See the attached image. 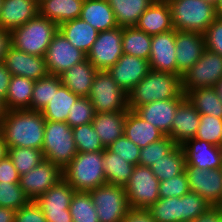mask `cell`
I'll use <instances>...</instances> for the list:
<instances>
[{"label": "cell", "mask_w": 222, "mask_h": 222, "mask_svg": "<svg viewBox=\"0 0 222 222\" xmlns=\"http://www.w3.org/2000/svg\"><path fill=\"white\" fill-rule=\"evenodd\" d=\"M45 119L41 111H6L1 123V135L8 148L25 147L42 150Z\"/></svg>", "instance_id": "1"}, {"label": "cell", "mask_w": 222, "mask_h": 222, "mask_svg": "<svg viewBox=\"0 0 222 222\" xmlns=\"http://www.w3.org/2000/svg\"><path fill=\"white\" fill-rule=\"evenodd\" d=\"M186 98L181 76L150 69L148 74L128 93L129 110L157 100Z\"/></svg>", "instance_id": "2"}, {"label": "cell", "mask_w": 222, "mask_h": 222, "mask_svg": "<svg viewBox=\"0 0 222 222\" xmlns=\"http://www.w3.org/2000/svg\"><path fill=\"white\" fill-rule=\"evenodd\" d=\"M103 164V151L78 152L63 168V179L76 192H89L107 183Z\"/></svg>", "instance_id": "3"}, {"label": "cell", "mask_w": 222, "mask_h": 222, "mask_svg": "<svg viewBox=\"0 0 222 222\" xmlns=\"http://www.w3.org/2000/svg\"><path fill=\"white\" fill-rule=\"evenodd\" d=\"M58 25L39 14L11 32L12 46L25 53L45 57Z\"/></svg>", "instance_id": "4"}, {"label": "cell", "mask_w": 222, "mask_h": 222, "mask_svg": "<svg viewBox=\"0 0 222 222\" xmlns=\"http://www.w3.org/2000/svg\"><path fill=\"white\" fill-rule=\"evenodd\" d=\"M168 4L176 31L204 34L217 18L216 8L204 0H174Z\"/></svg>", "instance_id": "5"}, {"label": "cell", "mask_w": 222, "mask_h": 222, "mask_svg": "<svg viewBox=\"0 0 222 222\" xmlns=\"http://www.w3.org/2000/svg\"><path fill=\"white\" fill-rule=\"evenodd\" d=\"M44 160L65 168L78 153L72 128L66 122L45 121Z\"/></svg>", "instance_id": "6"}, {"label": "cell", "mask_w": 222, "mask_h": 222, "mask_svg": "<svg viewBox=\"0 0 222 222\" xmlns=\"http://www.w3.org/2000/svg\"><path fill=\"white\" fill-rule=\"evenodd\" d=\"M88 98L96 113L129 110L128 94L118 86L107 70L96 73Z\"/></svg>", "instance_id": "7"}, {"label": "cell", "mask_w": 222, "mask_h": 222, "mask_svg": "<svg viewBox=\"0 0 222 222\" xmlns=\"http://www.w3.org/2000/svg\"><path fill=\"white\" fill-rule=\"evenodd\" d=\"M99 222H121L130 210L124 186L104 184L89 191Z\"/></svg>", "instance_id": "8"}, {"label": "cell", "mask_w": 222, "mask_h": 222, "mask_svg": "<svg viewBox=\"0 0 222 222\" xmlns=\"http://www.w3.org/2000/svg\"><path fill=\"white\" fill-rule=\"evenodd\" d=\"M221 78L222 56L205 49L200 59L182 75V91L186 94L196 88L215 87Z\"/></svg>", "instance_id": "9"}, {"label": "cell", "mask_w": 222, "mask_h": 222, "mask_svg": "<svg viewBox=\"0 0 222 222\" xmlns=\"http://www.w3.org/2000/svg\"><path fill=\"white\" fill-rule=\"evenodd\" d=\"M130 207L148 209L159 197V180L150 167L136 165L124 187Z\"/></svg>", "instance_id": "10"}, {"label": "cell", "mask_w": 222, "mask_h": 222, "mask_svg": "<svg viewBox=\"0 0 222 222\" xmlns=\"http://www.w3.org/2000/svg\"><path fill=\"white\" fill-rule=\"evenodd\" d=\"M123 27L101 31L87 53V59L98 71L108 70L115 65L122 52Z\"/></svg>", "instance_id": "11"}, {"label": "cell", "mask_w": 222, "mask_h": 222, "mask_svg": "<svg viewBox=\"0 0 222 222\" xmlns=\"http://www.w3.org/2000/svg\"><path fill=\"white\" fill-rule=\"evenodd\" d=\"M75 192L74 188L62 179L35 202L42 209L47 222H72L69 206Z\"/></svg>", "instance_id": "12"}, {"label": "cell", "mask_w": 222, "mask_h": 222, "mask_svg": "<svg viewBox=\"0 0 222 222\" xmlns=\"http://www.w3.org/2000/svg\"><path fill=\"white\" fill-rule=\"evenodd\" d=\"M62 179L63 169L52 162L43 160L34 169L20 176L19 185L28 199L35 201Z\"/></svg>", "instance_id": "13"}, {"label": "cell", "mask_w": 222, "mask_h": 222, "mask_svg": "<svg viewBox=\"0 0 222 222\" xmlns=\"http://www.w3.org/2000/svg\"><path fill=\"white\" fill-rule=\"evenodd\" d=\"M191 192L202 196L211 206H218L222 196V168L205 170L185 166Z\"/></svg>", "instance_id": "14"}, {"label": "cell", "mask_w": 222, "mask_h": 222, "mask_svg": "<svg viewBox=\"0 0 222 222\" xmlns=\"http://www.w3.org/2000/svg\"><path fill=\"white\" fill-rule=\"evenodd\" d=\"M87 55L75 48L58 30L47 48L45 60L49 74L61 73L84 61Z\"/></svg>", "instance_id": "15"}, {"label": "cell", "mask_w": 222, "mask_h": 222, "mask_svg": "<svg viewBox=\"0 0 222 222\" xmlns=\"http://www.w3.org/2000/svg\"><path fill=\"white\" fill-rule=\"evenodd\" d=\"M107 71L128 94L148 74L150 65L146 59L123 53L118 62Z\"/></svg>", "instance_id": "16"}, {"label": "cell", "mask_w": 222, "mask_h": 222, "mask_svg": "<svg viewBox=\"0 0 222 222\" xmlns=\"http://www.w3.org/2000/svg\"><path fill=\"white\" fill-rule=\"evenodd\" d=\"M3 63L12 76H22L37 81L49 74L45 57L35 56L9 48Z\"/></svg>", "instance_id": "17"}, {"label": "cell", "mask_w": 222, "mask_h": 222, "mask_svg": "<svg viewBox=\"0 0 222 222\" xmlns=\"http://www.w3.org/2000/svg\"><path fill=\"white\" fill-rule=\"evenodd\" d=\"M175 57L177 75L181 76L191 68L206 49L204 34L190 31L175 30Z\"/></svg>", "instance_id": "18"}, {"label": "cell", "mask_w": 222, "mask_h": 222, "mask_svg": "<svg viewBox=\"0 0 222 222\" xmlns=\"http://www.w3.org/2000/svg\"><path fill=\"white\" fill-rule=\"evenodd\" d=\"M175 29L152 35L150 69L177 75Z\"/></svg>", "instance_id": "19"}, {"label": "cell", "mask_w": 222, "mask_h": 222, "mask_svg": "<svg viewBox=\"0 0 222 222\" xmlns=\"http://www.w3.org/2000/svg\"><path fill=\"white\" fill-rule=\"evenodd\" d=\"M181 146L184 151L186 166H195L202 170L222 168L219 146L196 138L188 139Z\"/></svg>", "instance_id": "20"}, {"label": "cell", "mask_w": 222, "mask_h": 222, "mask_svg": "<svg viewBox=\"0 0 222 222\" xmlns=\"http://www.w3.org/2000/svg\"><path fill=\"white\" fill-rule=\"evenodd\" d=\"M184 99L173 98L153 101L138 107L134 112L169 137L177 107Z\"/></svg>", "instance_id": "21"}, {"label": "cell", "mask_w": 222, "mask_h": 222, "mask_svg": "<svg viewBox=\"0 0 222 222\" xmlns=\"http://www.w3.org/2000/svg\"><path fill=\"white\" fill-rule=\"evenodd\" d=\"M39 0H3L0 28L12 32L39 14Z\"/></svg>", "instance_id": "22"}, {"label": "cell", "mask_w": 222, "mask_h": 222, "mask_svg": "<svg viewBox=\"0 0 222 222\" xmlns=\"http://www.w3.org/2000/svg\"><path fill=\"white\" fill-rule=\"evenodd\" d=\"M199 124V112L189 100L185 98L177 107L169 137L177 145H182L188 139L195 137Z\"/></svg>", "instance_id": "23"}, {"label": "cell", "mask_w": 222, "mask_h": 222, "mask_svg": "<svg viewBox=\"0 0 222 222\" xmlns=\"http://www.w3.org/2000/svg\"><path fill=\"white\" fill-rule=\"evenodd\" d=\"M98 70L86 58L59 75L63 85L79 97H88Z\"/></svg>", "instance_id": "24"}, {"label": "cell", "mask_w": 222, "mask_h": 222, "mask_svg": "<svg viewBox=\"0 0 222 222\" xmlns=\"http://www.w3.org/2000/svg\"><path fill=\"white\" fill-rule=\"evenodd\" d=\"M135 27L149 35L173 30L169 4L155 0L140 16Z\"/></svg>", "instance_id": "25"}, {"label": "cell", "mask_w": 222, "mask_h": 222, "mask_svg": "<svg viewBox=\"0 0 222 222\" xmlns=\"http://www.w3.org/2000/svg\"><path fill=\"white\" fill-rule=\"evenodd\" d=\"M124 135L140 148H144L165 136L157 127L143 120L132 110L126 111Z\"/></svg>", "instance_id": "26"}, {"label": "cell", "mask_w": 222, "mask_h": 222, "mask_svg": "<svg viewBox=\"0 0 222 222\" xmlns=\"http://www.w3.org/2000/svg\"><path fill=\"white\" fill-rule=\"evenodd\" d=\"M125 120L126 111L95 113L92 125L105 148L124 135Z\"/></svg>", "instance_id": "27"}, {"label": "cell", "mask_w": 222, "mask_h": 222, "mask_svg": "<svg viewBox=\"0 0 222 222\" xmlns=\"http://www.w3.org/2000/svg\"><path fill=\"white\" fill-rule=\"evenodd\" d=\"M62 35L86 55L97 39L99 31L81 18H76L58 26Z\"/></svg>", "instance_id": "28"}, {"label": "cell", "mask_w": 222, "mask_h": 222, "mask_svg": "<svg viewBox=\"0 0 222 222\" xmlns=\"http://www.w3.org/2000/svg\"><path fill=\"white\" fill-rule=\"evenodd\" d=\"M80 18L99 32L118 27L114 12L107 0H84Z\"/></svg>", "instance_id": "29"}, {"label": "cell", "mask_w": 222, "mask_h": 222, "mask_svg": "<svg viewBox=\"0 0 222 222\" xmlns=\"http://www.w3.org/2000/svg\"><path fill=\"white\" fill-rule=\"evenodd\" d=\"M83 2L84 0H39V15L59 26L80 18Z\"/></svg>", "instance_id": "30"}, {"label": "cell", "mask_w": 222, "mask_h": 222, "mask_svg": "<svg viewBox=\"0 0 222 222\" xmlns=\"http://www.w3.org/2000/svg\"><path fill=\"white\" fill-rule=\"evenodd\" d=\"M34 84L35 81L32 79L22 76H11L4 102L6 110H30Z\"/></svg>", "instance_id": "31"}, {"label": "cell", "mask_w": 222, "mask_h": 222, "mask_svg": "<svg viewBox=\"0 0 222 222\" xmlns=\"http://www.w3.org/2000/svg\"><path fill=\"white\" fill-rule=\"evenodd\" d=\"M120 27L135 26L144 11L155 0H107Z\"/></svg>", "instance_id": "32"}, {"label": "cell", "mask_w": 222, "mask_h": 222, "mask_svg": "<svg viewBox=\"0 0 222 222\" xmlns=\"http://www.w3.org/2000/svg\"><path fill=\"white\" fill-rule=\"evenodd\" d=\"M185 95L199 114L222 118V100L215 87L192 89Z\"/></svg>", "instance_id": "33"}, {"label": "cell", "mask_w": 222, "mask_h": 222, "mask_svg": "<svg viewBox=\"0 0 222 222\" xmlns=\"http://www.w3.org/2000/svg\"><path fill=\"white\" fill-rule=\"evenodd\" d=\"M79 96L71 92L65 85H61L54 93L51 101L41 111L45 120L66 122L69 110Z\"/></svg>", "instance_id": "34"}, {"label": "cell", "mask_w": 222, "mask_h": 222, "mask_svg": "<svg viewBox=\"0 0 222 222\" xmlns=\"http://www.w3.org/2000/svg\"><path fill=\"white\" fill-rule=\"evenodd\" d=\"M104 174L108 184L124 186L128 183L134 165L125 161L108 148L103 150Z\"/></svg>", "instance_id": "35"}, {"label": "cell", "mask_w": 222, "mask_h": 222, "mask_svg": "<svg viewBox=\"0 0 222 222\" xmlns=\"http://www.w3.org/2000/svg\"><path fill=\"white\" fill-rule=\"evenodd\" d=\"M152 35L132 27H123L122 52L149 60L151 52Z\"/></svg>", "instance_id": "36"}, {"label": "cell", "mask_w": 222, "mask_h": 222, "mask_svg": "<svg viewBox=\"0 0 222 222\" xmlns=\"http://www.w3.org/2000/svg\"><path fill=\"white\" fill-rule=\"evenodd\" d=\"M186 161L181 145H176L167 155L150 168L159 181L172 178L185 171Z\"/></svg>", "instance_id": "37"}, {"label": "cell", "mask_w": 222, "mask_h": 222, "mask_svg": "<svg viewBox=\"0 0 222 222\" xmlns=\"http://www.w3.org/2000/svg\"><path fill=\"white\" fill-rule=\"evenodd\" d=\"M148 210L156 222H184L183 196L159 198Z\"/></svg>", "instance_id": "38"}, {"label": "cell", "mask_w": 222, "mask_h": 222, "mask_svg": "<svg viewBox=\"0 0 222 222\" xmlns=\"http://www.w3.org/2000/svg\"><path fill=\"white\" fill-rule=\"evenodd\" d=\"M62 85L59 76L48 74L45 77L35 81L30 110L42 111L43 108L51 101L54 93Z\"/></svg>", "instance_id": "39"}, {"label": "cell", "mask_w": 222, "mask_h": 222, "mask_svg": "<svg viewBox=\"0 0 222 222\" xmlns=\"http://www.w3.org/2000/svg\"><path fill=\"white\" fill-rule=\"evenodd\" d=\"M8 156L11 158L20 176L34 169L44 160L42 150L36 148H8Z\"/></svg>", "instance_id": "40"}, {"label": "cell", "mask_w": 222, "mask_h": 222, "mask_svg": "<svg viewBox=\"0 0 222 222\" xmlns=\"http://www.w3.org/2000/svg\"><path fill=\"white\" fill-rule=\"evenodd\" d=\"M72 222H99L89 192H75L69 206Z\"/></svg>", "instance_id": "41"}, {"label": "cell", "mask_w": 222, "mask_h": 222, "mask_svg": "<svg viewBox=\"0 0 222 222\" xmlns=\"http://www.w3.org/2000/svg\"><path fill=\"white\" fill-rule=\"evenodd\" d=\"M72 131L78 152H98L105 149L92 123L74 127Z\"/></svg>", "instance_id": "42"}, {"label": "cell", "mask_w": 222, "mask_h": 222, "mask_svg": "<svg viewBox=\"0 0 222 222\" xmlns=\"http://www.w3.org/2000/svg\"><path fill=\"white\" fill-rule=\"evenodd\" d=\"M194 138L220 146L222 144V118L200 114V124Z\"/></svg>", "instance_id": "43"}, {"label": "cell", "mask_w": 222, "mask_h": 222, "mask_svg": "<svg viewBox=\"0 0 222 222\" xmlns=\"http://www.w3.org/2000/svg\"><path fill=\"white\" fill-rule=\"evenodd\" d=\"M177 144L168 136L141 148L139 155V165L151 167L167 155Z\"/></svg>", "instance_id": "44"}, {"label": "cell", "mask_w": 222, "mask_h": 222, "mask_svg": "<svg viewBox=\"0 0 222 222\" xmlns=\"http://www.w3.org/2000/svg\"><path fill=\"white\" fill-rule=\"evenodd\" d=\"M29 201L19 183L0 182V207L19 210Z\"/></svg>", "instance_id": "45"}, {"label": "cell", "mask_w": 222, "mask_h": 222, "mask_svg": "<svg viewBox=\"0 0 222 222\" xmlns=\"http://www.w3.org/2000/svg\"><path fill=\"white\" fill-rule=\"evenodd\" d=\"M95 110L88 97H78L69 110L66 123L71 127L92 123L95 117Z\"/></svg>", "instance_id": "46"}, {"label": "cell", "mask_w": 222, "mask_h": 222, "mask_svg": "<svg viewBox=\"0 0 222 222\" xmlns=\"http://www.w3.org/2000/svg\"><path fill=\"white\" fill-rule=\"evenodd\" d=\"M190 191L185 171L164 181H159V197H182Z\"/></svg>", "instance_id": "47"}, {"label": "cell", "mask_w": 222, "mask_h": 222, "mask_svg": "<svg viewBox=\"0 0 222 222\" xmlns=\"http://www.w3.org/2000/svg\"><path fill=\"white\" fill-rule=\"evenodd\" d=\"M111 152L118 154L125 161L136 166L139 165V155L141 148L134 144L125 135L116 139L110 146L107 147Z\"/></svg>", "instance_id": "48"}, {"label": "cell", "mask_w": 222, "mask_h": 222, "mask_svg": "<svg viewBox=\"0 0 222 222\" xmlns=\"http://www.w3.org/2000/svg\"><path fill=\"white\" fill-rule=\"evenodd\" d=\"M211 205L195 192L189 191L183 195L184 222L194 221L202 215Z\"/></svg>", "instance_id": "49"}, {"label": "cell", "mask_w": 222, "mask_h": 222, "mask_svg": "<svg viewBox=\"0 0 222 222\" xmlns=\"http://www.w3.org/2000/svg\"><path fill=\"white\" fill-rule=\"evenodd\" d=\"M206 49L222 56V19L216 18L204 33Z\"/></svg>", "instance_id": "50"}, {"label": "cell", "mask_w": 222, "mask_h": 222, "mask_svg": "<svg viewBox=\"0 0 222 222\" xmlns=\"http://www.w3.org/2000/svg\"><path fill=\"white\" fill-rule=\"evenodd\" d=\"M14 222H47L42 209L35 201H29L16 212Z\"/></svg>", "instance_id": "51"}, {"label": "cell", "mask_w": 222, "mask_h": 222, "mask_svg": "<svg viewBox=\"0 0 222 222\" xmlns=\"http://www.w3.org/2000/svg\"><path fill=\"white\" fill-rule=\"evenodd\" d=\"M20 175L7 155L0 160V182L19 183Z\"/></svg>", "instance_id": "52"}, {"label": "cell", "mask_w": 222, "mask_h": 222, "mask_svg": "<svg viewBox=\"0 0 222 222\" xmlns=\"http://www.w3.org/2000/svg\"><path fill=\"white\" fill-rule=\"evenodd\" d=\"M121 222H156L148 209L130 208Z\"/></svg>", "instance_id": "53"}, {"label": "cell", "mask_w": 222, "mask_h": 222, "mask_svg": "<svg viewBox=\"0 0 222 222\" xmlns=\"http://www.w3.org/2000/svg\"><path fill=\"white\" fill-rule=\"evenodd\" d=\"M193 222H222V208L211 206Z\"/></svg>", "instance_id": "54"}, {"label": "cell", "mask_w": 222, "mask_h": 222, "mask_svg": "<svg viewBox=\"0 0 222 222\" xmlns=\"http://www.w3.org/2000/svg\"><path fill=\"white\" fill-rule=\"evenodd\" d=\"M11 76V73L5 67L4 63L0 62V99L4 102L7 96Z\"/></svg>", "instance_id": "55"}, {"label": "cell", "mask_w": 222, "mask_h": 222, "mask_svg": "<svg viewBox=\"0 0 222 222\" xmlns=\"http://www.w3.org/2000/svg\"><path fill=\"white\" fill-rule=\"evenodd\" d=\"M11 46V32L0 28V62H3L4 56Z\"/></svg>", "instance_id": "56"}, {"label": "cell", "mask_w": 222, "mask_h": 222, "mask_svg": "<svg viewBox=\"0 0 222 222\" xmlns=\"http://www.w3.org/2000/svg\"><path fill=\"white\" fill-rule=\"evenodd\" d=\"M17 210L0 207V222H14Z\"/></svg>", "instance_id": "57"}, {"label": "cell", "mask_w": 222, "mask_h": 222, "mask_svg": "<svg viewBox=\"0 0 222 222\" xmlns=\"http://www.w3.org/2000/svg\"><path fill=\"white\" fill-rule=\"evenodd\" d=\"M8 155V146L4 141L2 135H0V160Z\"/></svg>", "instance_id": "58"}, {"label": "cell", "mask_w": 222, "mask_h": 222, "mask_svg": "<svg viewBox=\"0 0 222 222\" xmlns=\"http://www.w3.org/2000/svg\"><path fill=\"white\" fill-rule=\"evenodd\" d=\"M6 108H5V104L4 101H2L0 99V123H2L3 119L5 118L6 115Z\"/></svg>", "instance_id": "59"}, {"label": "cell", "mask_w": 222, "mask_h": 222, "mask_svg": "<svg viewBox=\"0 0 222 222\" xmlns=\"http://www.w3.org/2000/svg\"><path fill=\"white\" fill-rule=\"evenodd\" d=\"M215 8H216L217 18L222 19V0H219V3L217 4V6Z\"/></svg>", "instance_id": "60"}, {"label": "cell", "mask_w": 222, "mask_h": 222, "mask_svg": "<svg viewBox=\"0 0 222 222\" xmlns=\"http://www.w3.org/2000/svg\"><path fill=\"white\" fill-rule=\"evenodd\" d=\"M215 88L217 90L220 99L222 100V78L217 82Z\"/></svg>", "instance_id": "61"}, {"label": "cell", "mask_w": 222, "mask_h": 222, "mask_svg": "<svg viewBox=\"0 0 222 222\" xmlns=\"http://www.w3.org/2000/svg\"><path fill=\"white\" fill-rule=\"evenodd\" d=\"M206 3H209L210 5L216 7L219 3V0H204Z\"/></svg>", "instance_id": "62"}, {"label": "cell", "mask_w": 222, "mask_h": 222, "mask_svg": "<svg viewBox=\"0 0 222 222\" xmlns=\"http://www.w3.org/2000/svg\"><path fill=\"white\" fill-rule=\"evenodd\" d=\"M157 1L165 2V3H170V2H172V1H174V0H157Z\"/></svg>", "instance_id": "63"}, {"label": "cell", "mask_w": 222, "mask_h": 222, "mask_svg": "<svg viewBox=\"0 0 222 222\" xmlns=\"http://www.w3.org/2000/svg\"><path fill=\"white\" fill-rule=\"evenodd\" d=\"M2 4H3V0H0V12H1V8H2Z\"/></svg>", "instance_id": "64"}, {"label": "cell", "mask_w": 222, "mask_h": 222, "mask_svg": "<svg viewBox=\"0 0 222 222\" xmlns=\"http://www.w3.org/2000/svg\"><path fill=\"white\" fill-rule=\"evenodd\" d=\"M220 152H221V158H222V144L219 146Z\"/></svg>", "instance_id": "65"}, {"label": "cell", "mask_w": 222, "mask_h": 222, "mask_svg": "<svg viewBox=\"0 0 222 222\" xmlns=\"http://www.w3.org/2000/svg\"><path fill=\"white\" fill-rule=\"evenodd\" d=\"M218 206L222 208V196H221V202Z\"/></svg>", "instance_id": "66"}]
</instances>
